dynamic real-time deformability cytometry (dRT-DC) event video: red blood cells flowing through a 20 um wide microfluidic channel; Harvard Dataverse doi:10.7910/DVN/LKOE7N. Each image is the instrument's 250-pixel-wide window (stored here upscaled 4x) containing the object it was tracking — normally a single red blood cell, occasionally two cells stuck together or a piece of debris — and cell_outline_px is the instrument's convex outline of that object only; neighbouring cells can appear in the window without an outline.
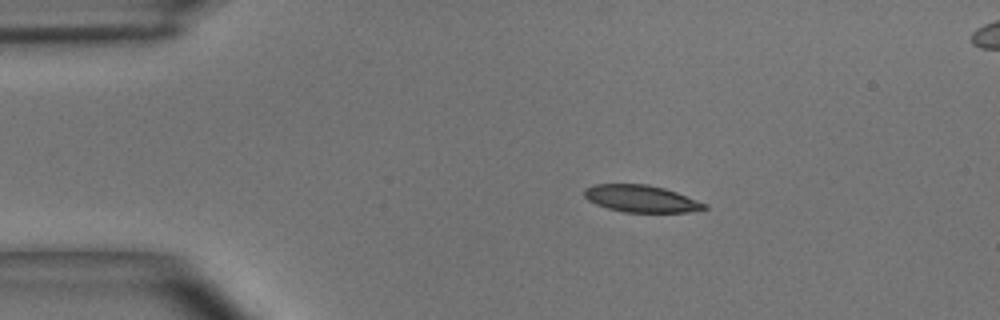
{"species": "common noctule bat (a hibernating species)", "species_latin": "Nyctalus noctula", "temperature_condition": "room temperature", "stored_images_in_passage": 42, "segment_of_instrument_passage": [1, 2], "camera_frame_rate_fps": 3000, "um_per_image_px": 0.085, "animal": {"sex": "male", "body_mass_g": 15.6}, "frame": {"image": 1, "passage_image": 1, "time_ms": 0.0, "image_size_px": [1000, 320], "cell_outline_px": [[708, 208], [688, 212], [624, 212], [608, 208], [596, 204], [588, 200], [584, 196], [584, 188], [596, 184], [648, 184], [664, 188], [676, 192], [708, 204]], "centroid_in_image_um": [54.5, 16.88], "position_along_channel_um": 30.5, "area_um2": 18.9}}
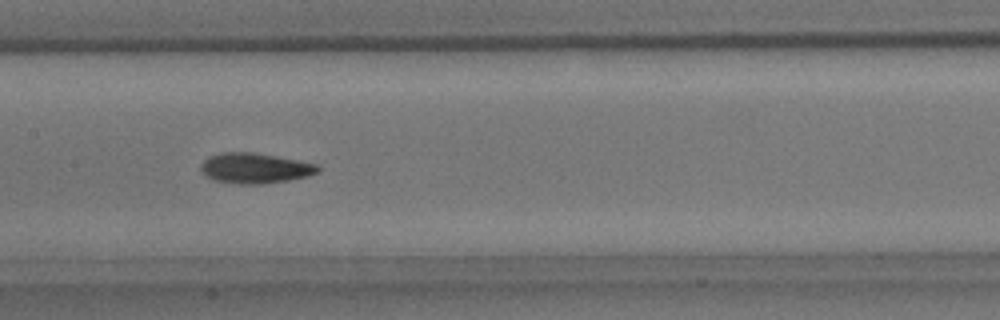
{"frame": {"image": 2, "passage_image": 16, "time_ms": 5.0, "image_size_px": [1000, 320], "cell_outline_px": [[320, 168], [316, 172], [308, 176], [288, 180], [264, 184], [236, 184], [212, 180], [200, 172], [200, 164], [204, 160], [220, 152], [252, 152], [276, 156], [316, 164]], "centroid_in_image_um": [21.61, 14.3], "position_along_channel_um": 185.8, "area_um2": 20.69}}
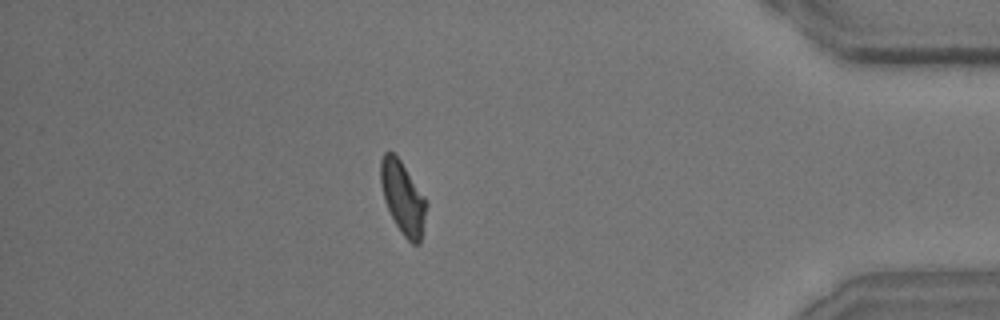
{"frame": {"image": 3, "passage_image": 35, "time_ms": 11.333, "image_size_px": [1000, 320], "cell_outline_px": [[428, 204], [420, 244], [412, 244], [400, 232], [384, 200], [380, 184], [380, 160], [384, 152], [392, 152], [400, 160], [424, 196]], "centroid_in_image_um": [34.24, 16.82], "position_along_channel_um": 401.0, "area_um2": 19.25}}